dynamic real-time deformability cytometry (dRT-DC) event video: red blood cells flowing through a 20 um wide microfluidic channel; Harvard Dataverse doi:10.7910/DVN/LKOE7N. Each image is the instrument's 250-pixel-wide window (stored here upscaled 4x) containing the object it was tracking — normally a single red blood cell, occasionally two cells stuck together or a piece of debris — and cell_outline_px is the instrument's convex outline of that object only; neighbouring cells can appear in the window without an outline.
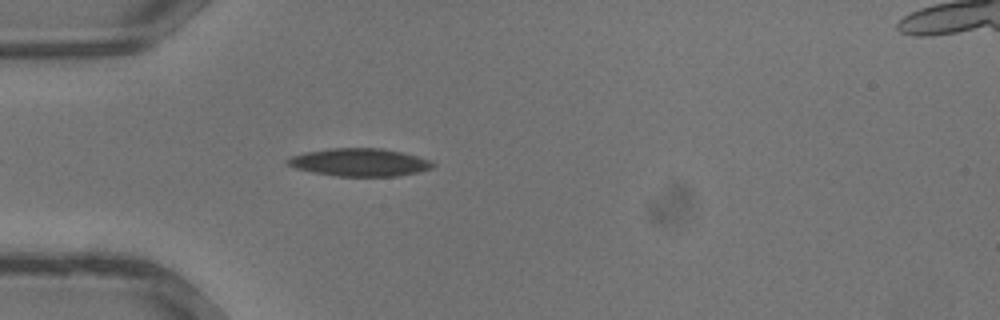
{"species": "common noctule bat (a hibernating species)", "species_latin": "Nyctalus noctula", "temperature_condition": "warm", "stored_images_in_passage": 27, "camera_frame_rate_fps": 3000, "um_per_image_px": 0.085, "animal": {"sex": "male", "body_mass_g": 13.3}, "frame": {"image": 1, "passage_image": 3, "time_ms": 0.667, "image_size_px": [1000, 320], "cell_outline_px": [[436, 164], [432, 168], [420, 172], [396, 176], [336, 176], [312, 172], [296, 168], [288, 164], [284, 160], [292, 156], [304, 152], [332, 148], [384, 148], [432, 160]], "centroid_in_image_um": [30.58, 13.8], "position_along_channel_um": 54.4, "area_um2": 23.58}}
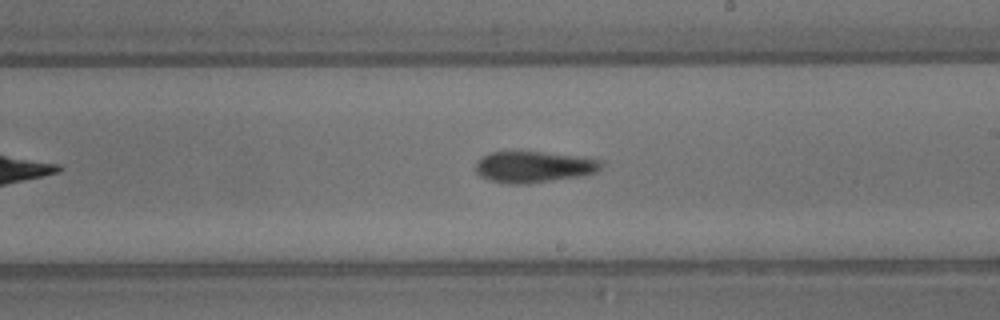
{"frame": {"image": 2, "passage_image": 13, "time_ms": 4.0, "image_size_px": [1000, 320], "cell_outline_px": [[604, 164], [596, 172], [580, 176], [528, 184], [508, 184], [488, 180], [480, 176], [476, 172], [476, 160], [480, 156], [488, 152], [540, 152], [584, 156], [604, 160]], "centroid_in_image_um": [45.37, 14.18], "position_along_channel_um": 243.6, "area_um2": 23.29}}
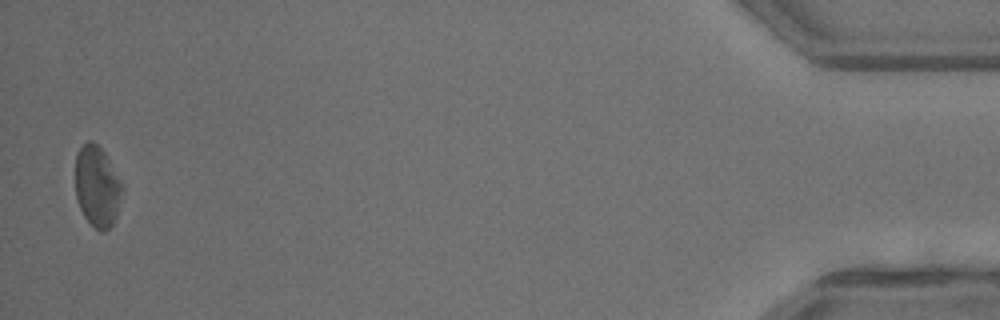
{"frame": {"image": 3, "passage_image": 27, "time_ms": 8.667, "image_size_px": [1000, 320], "cell_outline_px": [[120, 192], [116, 216], [112, 224], [104, 232], [100, 232], [84, 216], [80, 208], [76, 196], [76, 152], [88, 140], [92, 140], [104, 152], [120, 184]], "centroid_in_image_um": [8.2, 15.84], "position_along_channel_um": 427.0, "area_um2": 21.21}}